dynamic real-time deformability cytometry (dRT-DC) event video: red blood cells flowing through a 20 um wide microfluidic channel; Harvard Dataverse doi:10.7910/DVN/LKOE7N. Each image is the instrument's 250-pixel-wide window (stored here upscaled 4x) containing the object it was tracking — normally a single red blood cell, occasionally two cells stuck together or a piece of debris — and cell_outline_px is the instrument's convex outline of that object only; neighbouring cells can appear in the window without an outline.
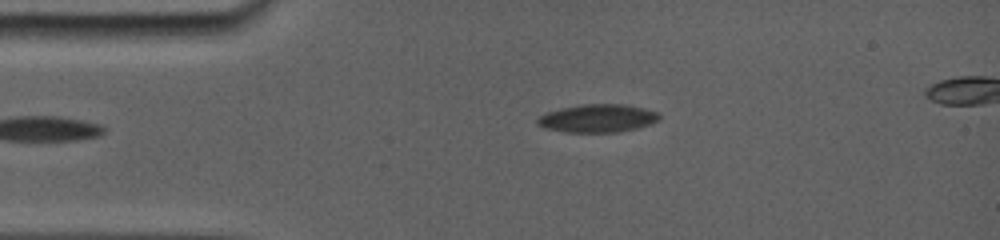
{"species": "common noctule bat (a hibernating species)", "species_latin": "Nyctalus noctula", "temperature_condition": "room temperature", "stored_images_in_passage": 2, "camera_frame_rate_fps": 5000, "um_per_image_px": 0.085, "animal": {"sex": "female", "body_mass_g": 19.0, "forearm_length_mm": 56.7}, "frame": {"image": 1, "passage_image": 2, "time_ms": 1.2, "image_size_px": [1000, 240], "cell_outline_px": [[660, 116], [656, 120], [648, 124], [632, 128], [608, 132], [572, 132], [548, 128], [536, 124], [536, 120], [540, 116], [548, 112], [564, 108], [584, 104], [624, 104], [656, 112]], "centroid_in_image_um": [50.75, 10.04], "position_along_channel_um": 34.3, "area_um2": 19.02}}